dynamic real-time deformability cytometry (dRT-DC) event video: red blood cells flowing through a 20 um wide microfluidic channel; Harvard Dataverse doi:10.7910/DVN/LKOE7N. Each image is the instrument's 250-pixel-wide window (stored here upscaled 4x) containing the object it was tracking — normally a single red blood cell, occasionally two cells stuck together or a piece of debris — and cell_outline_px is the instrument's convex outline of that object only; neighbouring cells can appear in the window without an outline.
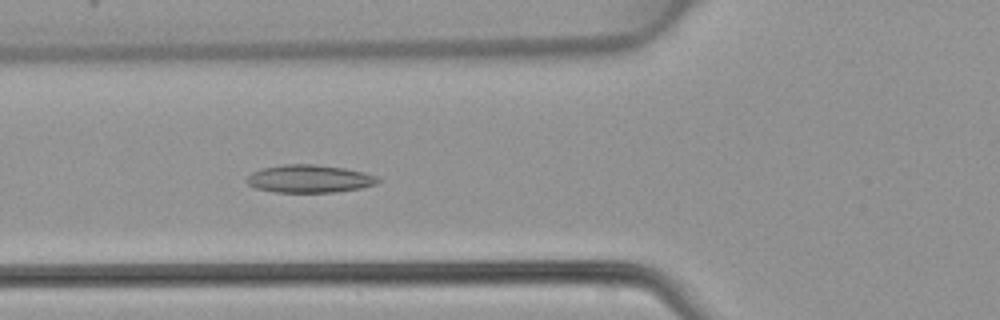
{"species": "common noctule bat (a hibernating species)", "species_latin": "Nyctalus noctula", "temperature_condition": "warm", "stored_images_in_passage": 36, "camera_frame_rate_fps": 3000, "um_per_image_px": 0.085, "animal": {"sex": "female", "body_mass_g": 22.7, "forearm_length_mm": 54.2}, "frame": {"image": 1, "passage_image": 6, "time_ms": 1.667, "image_size_px": [1000, 320], "cell_outline_px": [[380, 180], [376, 184], [360, 188], [332, 192], [276, 192], [256, 188], [248, 184], [244, 180], [252, 172], [260, 168], [284, 164], [312, 164], [344, 168], [364, 172], [376, 176]], "centroid_in_image_um": [26.26, 15.19], "position_along_channel_um": 99.5, "area_um2": 21.21}}
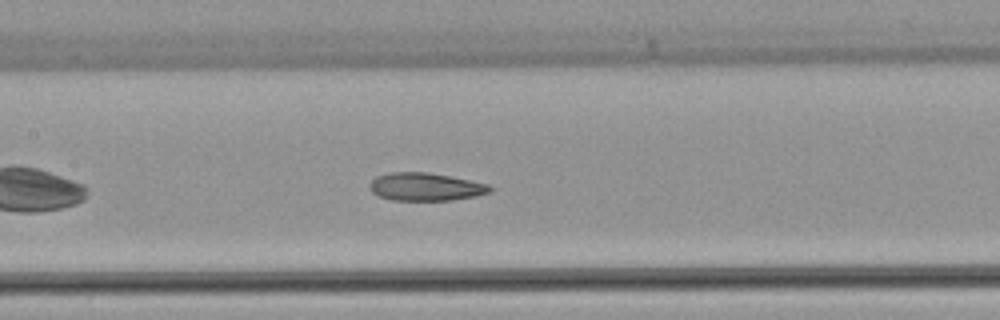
{"frame": {"image": 2, "passage_image": 11, "time_ms": 3.333, "image_size_px": [1000, 320], "cell_outline_px": [[492, 188], [488, 192], [476, 196], [452, 200], [392, 200], [380, 196], [372, 192], [368, 188], [368, 184], [376, 176], [388, 172], [428, 172], [488, 184]], "centroid_in_image_um": [36.11, 15.87], "position_along_channel_um": 171.3, "area_um2": 19.48}}